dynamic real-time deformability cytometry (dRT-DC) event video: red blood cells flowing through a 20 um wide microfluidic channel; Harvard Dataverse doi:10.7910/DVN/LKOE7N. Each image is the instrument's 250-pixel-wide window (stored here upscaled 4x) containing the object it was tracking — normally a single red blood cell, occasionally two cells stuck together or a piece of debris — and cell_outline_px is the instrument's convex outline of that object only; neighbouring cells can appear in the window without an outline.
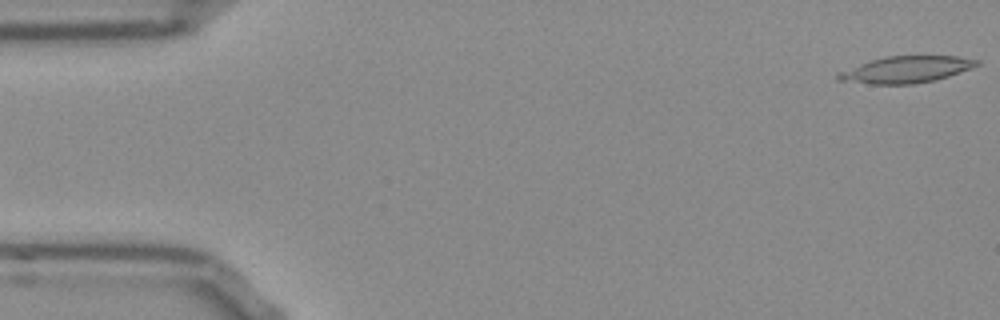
{"species": "Egyptian fruit bat (a non-hibernating species)", "species_latin": "Rousettus aegyptiacus", "temperature_condition": "room temperature", "stored_images_in_passage": 9, "camera_frame_rate_fps": 3000, "um_per_image_px": 0.085, "frame": {"image": 1, "passage_image": 1, "time_ms": 0.0, "image_size_px": [1000, 320], "cell_outline_px": [[980, 64], [972, 68], [936, 80], [912, 84], [872, 84], [836, 80], [836, 72], [884, 56], [956, 56], [980, 60]], "centroid_in_image_um": [77.01, 5.91], "position_along_channel_um": 8.0, "area_um2": 21.5}}